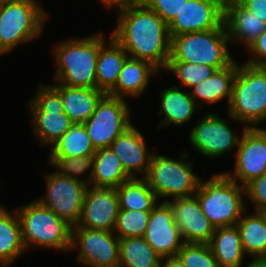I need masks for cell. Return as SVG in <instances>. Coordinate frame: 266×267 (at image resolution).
Listing matches in <instances>:
<instances>
[{"mask_svg": "<svg viewBox=\"0 0 266 267\" xmlns=\"http://www.w3.org/2000/svg\"><path fill=\"white\" fill-rule=\"evenodd\" d=\"M117 23L111 36L129 57L151 63L159 71L170 57L171 37L168 25L142 1L117 9Z\"/></svg>", "mask_w": 266, "mask_h": 267, "instance_id": "obj_1", "label": "cell"}, {"mask_svg": "<svg viewBox=\"0 0 266 267\" xmlns=\"http://www.w3.org/2000/svg\"><path fill=\"white\" fill-rule=\"evenodd\" d=\"M103 32L84 38L70 39L54 48L58 84L97 88L96 64L99 48L106 42Z\"/></svg>", "mask_w": 266, "mask_h": 267, "instance_id": "obj_2", "label": "cell"}, {"mask_svg": "<svg viewBox=\"0 0 266 267\" xmlns=\"http://www.w3.org/2000/svg\"><path fill=\"white\" fill-rule=\"evenodd\" d=\"M194 195L214 228L236 225L246 210L243 200L245 187L224 172L213 174L204 182L200 179Z\"/></svg>", "mask_w": 266, "mask_h": 267, "instance_id": "obj_3", "label": "cell"}, {"mask_svg": "<svg viewBox=\"0 0 266 267\" xmlns=\"http://www.w3.org/2000/svg\"><path fill=\"white\" fill-rule=\"evenodd\" d=\"M228 45L223 23L217 29L175 35L171 37L168 62L204 64L219 70L234 61Z\"/></svg>", "mask_w": 266, "mask_h": 267, "instance_id": "obj_4", "label": "cell"}, {"mask_svg": "<svg viewBox=\"0 0 266 267\" xmlns=\"http://www.w3.org/2000/svg\"><path fill=\"white\" fill-rule=\"evenodd\" d=\"M239 64L237 62L228 116L245 122L247 128H255L266 121V67Z\"/></svg>", "mask_w": 266, "mask_h": 267, "instance_id": "obj_5", "label": "cell"}, {"mask_svg": "<svg viewBox=\"0 0 266 267\" xmlns=\"http://www.w3.org/2000/svg\"><path fill=\"white\" fill-rule=\"evenodd\" d=\"M26 251L34 247L70 251L71 226L37 200L15 209ZM30 247V248H29Z\"/></svg>", "mask_w": 266, "mask_h": 267, "instance_id": "obj_6", "label": "cell"}, {"mask_svg": "<svg viewBox=\"0 0 266 267\" xmlns=\"http://www.w3.org/2000/svg\"><path fill=\"white\" fill-rule=\"evenodd\" d=\"M41 7L35 0L0 5V48L5 54L42 34L48 14Z\"/></svg>", "mask_w": 266, "mask_h": 267, "instance_id": "obj_7", "label": "cell"}, {"mask_svg": "<svg viewBox=\"0 0 266 267\" xmlns=\"http://www.w3.org/2000/svg\"><path fill=\"white\" fill-rule=\"evenodd\" d=\"M187 157L186 152L179 160L153 153L145 178L157 198H165L164 202H168L167 197L175 199L196 193L200 178L192 171L194 163L184 161Z\"/></svg>", "mask_w": 266, "mask_h": 267, "instance_id": "obj_8", "label": "cell"}, {"mask_svg": "<svg viewBox=\"0 0 266 267\" xmlns=\"http://www.w3.org/2000/svg\"><path fill=\"white\" fill-rule=\"evenodd\" d=\"M38 91L28 103L33 118V134L44 144L53 146L70 127L60 93L51 85L39 84Z\"/></svg>", "mask_w": 266, "mask_h": 267, "instance_id": "obj_9", "label": "cell"}, {"mask_svg": "<svg viewBox=\"0 0 266 267\" xmlns=\"http://www.w3.org/2000/svg\"><path fill=\"white\" fill-rule=\"evenodd\" d=\"M130 108L123 98L105 94L90 118L83 123L95 150L108 148L132 125Z\"/></svg>", "mask_w": 266, "mask_h": 267, "instance_id": "obj_10", "label": "cell"}, {"mask_svg": "<svg viewBox=\"0 0 266 267\" xmlns=\"http://www.w3.org/2000/svg\"><path fill=\"white\" fill-rule=\"evenodd\" d=\"M46 197L36 199L68 225L74 227L81 218L88 184L63 176L59 172L46 173Z\"/></svg>", "mask_w": 266, "mask_h": 267, "instance_id": "obj_11", "label": "cell"}, {"mask_svg": "<svg viewBox=\"0 0 266 267\" xmlns=\"http://www.w3.org/2000/svg\"><path fill=\"white\" fill-rule=\"evenodd\" d=\"M79 248L77 261L91 267H119V238L114 232L71 228L70 251Z\"/></svg>", "mask_w": 266, "mask_h": 267, "instance_id": "obj_12", "label": "cell"}, {"mask_svg": "<svg viewBox=\"0 0 266 267\" xmlns=\"http://www.w3.org/2000/svg\"><path fill=\"white\" fill-rule=\"evenodd\" d=\"M228 124L227 119L209 112L197 120L196 126L189 134V141L201 155L210 158L221 157L238 146L241 139Z\"/></svg>", "mask_w": 266, "mask_h": 267, "instance_id": "obj_13", "label": "cell"}, {"mask_svg": "<svg viewBox=\"0 0 266 267\" xmlns=\"http://www.w3.org/2000/svg\"><path fill=\"white\" fill-rule=\"evenodd\" d=\"M237 146L234 172H224L237 183L245 186L254 178L266 173V133L259 127H244ZM239 180V181H237Z\"/></svg>", "mask_w": 266, "mask_h": 267, "instance_id": "obj_14", "label": "cell"}, {"mask_svg": "<svg viewBox=\"0 0 266 267\" xmlns=\"http://www.w3.org/2000/svg\"><path fill=\"white\" fill-rule=\"evenodd\" d=\"M116 188L88 186L81 218L74 227L113 232L119 212Z\"/></svg>", "mask_w": 266, "mask_h": 267, "instance_id": "obj_15", "label": "cell"}, {"mask_svg": "<svg viewBox=\"0 0 266 267\" xmlns=\"http://www.w3.org/2000/svg\"><path fill=\"white\" fill-rule=\"evenodd\" d=\"M144 239L161 258L176 256L181 249L184 242L168 202L162 201L150 211Z\"/></svg>", "mask_w": 266, "mask_h": 267, "instance_id": "obj_16", "label": "cell"}, {"mask_svg": "<svg viewBox=\"0 0 266 267\" xmlns=\"http://www.w3.org/2000/svg\"><path fill=\"white\" fill-rule=\"evenodd\" d=\"M168 203L172 207L183 242L208 244L215 228L202 212L197 197L192 195L175 198Z\"/></svg>", "mask_w": 266, "mask_h": 267, "instance_id": "obj_17", "label": "cell"}, {"mask_svg": "<svg viewBox=\"0 0 266 267\" xmlns=\"http://www.w3.org/2000/svg\"><path fill=\"white\" fill-rule=\"evenodd\" d=\"M223 23V12L213 3L188 0L168 25L170 37L183 33L217 29Z\"/></svg>", "mask_w": 266, "mask_h": 267, "instance_id": "obj_18", "label": "cell"}, {"mask_svg": "<svg viewBox=\"0 0 266 267\" xmlns=\"http://www.w3.org/2000/svg\"><path fill=\"white\" fill-rule=\"evenodd\" d=\"M131 177H146L153 153L146 148L144 136L133 125L129 126L110 145Z\"/></svg>", "mask_w": 266, "mask_h": 267, "instance_id": "obj_19", "label": "cell"}, {"mask_svg": "<svg viewBox=\"0 0 266 267\" xmlns=\"http://www.w3.org/2000/svg\"><path fill=\"white\" fill-rule=\"evenodd\" d=\"M223 24L230 44L244 43L246 49L266 30V23L237 0H230L225 7Z\"/></svg>", "mask_w": 266, "mask_h": 267, "instance_id": "obj_20", "label": "cell"}, {"mask_svg": "<svg viewBox=\"0 0 266 267\" xmlns=\"http://www.w3.org/2000/svg\"><path fill=\"white\" fill-rule=\"evenodd\" d=\"M159 73V70L151 63L128 57L118 76L115 87L108 95L118 98L136 97L144 93L152 75Z\"/></svg>", "mask_w": 266, "mask_h": 267, "instance_id": "obj_21", "label": "cell"}, {"mask_svg": "<svg viewBox=\"0 0 266 267\" xmlns=\"http://www.w3.org/2000/svg\"><path fill=\"white\" fill-rule=\"evenodd\" d=\"M52 86L60 93L64 112L71 122H86L105 95L97 88L72 87L58 83Z\"/></svg>", "mask_w": 266, "mask_h": 267, "instance_id": "obj_22", "label": "cell"}, {"mask_svg": "<svg viewBox=\"0 0 266 267\" xmlns=\"http://www.w3.org/2000/svg\"><path fill=\"white\" fill-rule=\"evenodd\" d=\"M237 73V62L233 61L229 66L216 70L211 77L191 87L190 96L199 107L202 103H216L227 98L228 105L232 97V87ZM198 100H201L200 104Z\"/></svg>", "mask_w": 266, "mask_h": 267, "instance_id": "obj_23", "label": "cell"}, {"mask_svg": "<svg viewBox=\"0 0 266 267\" xmlns=\"http://www.w3.org/2000/svg\"><path fill=\"white\" fill-rule=\"evenodd\" d=\"M99 48L96 79L97 89L108 94L116 85L120 71L129 57L124 48L112 37Z\"/></svg>", "mask_w": 266, "mask_h": 267, "instance_id": "obj_24", "label": "cell"}, {"mask_svg": "<svg viewBox=\"0 0 266 267\" xmlns=\"http://www.w3.org/2000/svg\"><path fill=\"white\" fill-rule=\"evenodd\" d=\"M208 245L218 267H240L244 263L246 254L236 225L215 228Z\"/></svg>", "mask_w": 266, "mask_h": 267, "instance_id": "obj_25", "label": "cell"}, {"mask_svg": "<svg viewBox=\"0 0 266 267\" xmlns=\"http://www.w3.org/2000/svg\"><path fill=\"white\" fill-rule=\"evenodd\" d=\"M161 103L159 114L164 115L161 119L160 126H168L174 124L175 126H182L187 123L196 112L198 107L194 99L190 96L189 90L182 91L178 86H172L164 89L161 94Z\"/></svg>", "mask_w": 266, "mask_h": 267, "instance_id": "obj_26", "label": "cell"}, {"mask_svg": "<svg viewBox=\"0 0 266 267\" xmlns=\"http://www.w3.org/2000/svg\"><path fill=\"white\" fill-rule=\"evenodd\" d=\"M246 211L236 224L244 253L253 256L254 260H266V215L253 211L252 214L244 216Z\"/></svg>", "mask_w": 266, "mask_h": 267, "instance_id": "obj_27", "label": "cell"}, {"mask_svg": "<svg viewBox=\"0 0 266 267\" xmlns=\"http://www.w3.org/2000/svg\"><path fill=\"white\" fill-rule=\"evenodd\" d=\"M26 251L21 241V225L16 213L0 205V265L7 267Z\"/></svg>", "mask_w": 266, "mask_h": 267, "instance_id": "obj_28", "label": "cell"}, {"mask_svg": "<svg viewBox=\"0 0 266 267\" xmlns=\"http://www.w3.org/2000/svg\"><path fill=\"white\" fill-rule=\"evenodd\" d=\"M90 186L117 188L131 178L124 170L121 160L110 148L96 150Z\"/></svg>", "mask_w": 266, "mask_h": 267, "instance_id": "obj_29", "label": "cell"}, {"mask_svg": "<svg viewBox=\"0 0 266 267\" xmlns=\"http://www.w3.org/2000/svg\"><path fill=\"white\" fill-rule=\"evenodd\" d=\"M116 191L119 208L123 210L152 211L158 204L159 199L145 177L129 178L120 184Z\"/></svg>", "mask_w": 266, "mask_h": 267, "instance_id": "obj_30", "label": "cell"}, {"mask_svg": "<svg viewBox=\"0 0 266 267\" xmlns=\"http://www.w3.org/2000/svg\"><path fill=\"white\" fill-rule=\"evenodd\" d=\"M160 261L144 237L119 238V267H159Z\"/></svg>", "mask_w": 266, "mask_h": 267, "instance_id": "obj_31", "label": "cell"}, {"mask_svg": "<svg viewBox=\"0 0 266 267\" xmlns=\"http://www.w3.org/2000/svg\"><path fill=\"white\" fill-rule=\"evenodd\" d=\"M93 147L82 122H71L69 130L52 146L49 156H93Z\"/></svg>", "mask_w": 266, "mask_h": 267, "instance_id": "obj_32", "label": "cell"}, {"mask_svg": "<svg viewBox=\"0 0 266 267\" xmlns=\"http://www.w3.org/2000/svg\"><path fill=\"white\" fill-rule=\"evenodd\" d=\"M150 211L119 209L114 233L118 238L144 237Z\"/></svg>", "mask_w": 266, "mask_h": 267, "instance_id": "obj_33", "label": "cell"}, {"mask_svg": "<svg viewBox=\"0 0 266 267\" xmlns=\"http://www.w3.org/2000/svg\"><path fill=\"white\" fill-rule=\"evenodd\" d=\"M49 164L56 167L57 172H59L61 175L68 176L74 180L84 182L90 185L91 176L93 174V165H94L93 156H83V157L49 156ZM87 170L89 171L88 178L81 179L83 174H85Z\"/></svg>", "mask_w": 266, "mask_h": 267, "instance_id": "obj_34", "label": "cell"}, {"mask_svg": "<svg viewBox=\"0 0 266 267\" xmlns=\"http://www.w3.org/2000/svg\"><path fill=\"white\" fill-rule=\"evenodd\" d=\"M165 70L180 79L183 86L191 88L211 77L217 69L204 64L168 62Z\"/></svg>", "mask_w": 266, "mask_h": 267, "instance_id": "obj_35", "label": "cell"}, {"mask_svg": "<svg viewBox=\"0 0 266 267\" xmlns=\"http://www.w3.org/2000/svg\"><path fill=\"white\" fill-rule=\"evenodd\" d=\"M185 267H218L217 261L205 243H186L176 255Z\"/></svg>", "mask_w": 266, "mask_h": 267, "instance_id": "obj_36", "label": "cell"}, {"mask_svg": "<svg viewBox=\"0 0 266 267\" xmlns=\"http://www.w3.org/2000/svg\"><path fill=\"white\" fill-rule=\"evenodd\" d=\"M169 25L188 0H140Z\"/></svg>", "mask_w": 266, "mask_h": 267, "instance_id": "obj_37", "label": "cell"}, {"mask_svg": "<svg viewBox=\"0 0 266 267\" xmlns=\"http://www.w3.org/2000/svg\"><path fill=\"white\" fill-rule=\"evenodd\" d=\"M244 187L246 198L256 205L254 211L264 212L266 210V173L254 178Z\"/></svg>", "mask_w": 266, "mask_h": 267, "instance_id": "obj_38", "label": "cell"}, {"mask_svg": "<svg viewBox=\"0 0 266 267\" xmlns=\"http://www.w3.org/2000/svg\"><path fill=\"white\" fill-rule=\"evenodd\" d=\"M251 54L246 64L266 67V30L247 48Z\"/></svg>", "mask_w": 266, "mask_h": 267, "instance_id": "obj_39", "label": "cell"}, {"mask_svg": "<svg viewBox=\"0 0 266 267\" xmlns=\"http://www.w3.org/2000/svg\"><path fill=\"white\" fill-rule=\"evenodd\" d=\"M245 9L266 23V0H237Z\"/></svg>", "mask_w": 266, "mask_h": 267, "instance_id": "obj_40", "label": "cell"}, {"mask_svg": "<svg viewBox=\"0 0 266 267\" xmlns=\"http://www.w3.org/2000/svg\"><path fill=\"white\" fill-rule=\"evenodd\" d=\"M159 267H185L177 256L161 258Z\"/></svg>", "mask_w": 266, "mask_h": 267, "instance_id": "obj_41", "label": "cell"}, {"mask_svg": "<svg viewBox=\"0 0 266 267\" xmlns=\"http://www.w3.org/2000/svg\"><path fill=\"white\" fill-rule=\"evenodd\" d=\"M105 4L108 8L117 6V8L127 5L128 3L136 2L139 0H99Z\"/></svg>", "mask_w": 266, "mask_h": 267, "instance_id": "obj_42", "label": "cell"}, {"mask_svg": "<svg viewBox=\"0 0 266 267\" xmlns=\"http://www.w3.org/2000/svg\"><path fill=\"white\" fill-rule=\"evenodd\" d=\"M215 4L222 12H224L225 7L229 4L230 0H204Z\"/></svg>", "mask_w": 266, "mask_h": 267, "instance_id": "obj_43", "label": "cell"}, {"mask_svg": "<svg viewBox=\"0 0 266 267\" xmlns=\"http://www.w3.org/2000/svg\"><path fill=\"white\" fill-rule=\"evenodd\" d=\"M246 267H266V260H251Z\"/></svg>", "mask_w": 266, "mask_h": 267, "instance_id": "obj_44", "label": "cell"}, {"mask_svg": "<svg viewBox=\"0 0 266 267\" xmlns=\"http://www.w3.org/2000/svg\"><path fill=\"white\" fill-rule=\"evenodd\" d=\"M14 1H18V0H0V5L4 3L14 2Z\"/></svg>", "mask_w": 266, "mask_h": 267, "instance_id": "obj_45", "label": "cell"}, {"mask_svg": "<svg viewBox=\"0 0 266 267\" xmlns=\"http://www.w3.org/2000/svg\"><path fill=\"white\" fill-rule=\"evenodd\" d=\"M264 133H266V129H263V128H261V127H259Z\"/></svg>", "mask_w": 266, "mask_h": 267, "instance_id": "obj_46", "label": "cell"}, {"mask_svg": "<svg viewBox=\"0 0 266 267\" xmlns=\"http://www.w3.org/2000/svg\"><path fill=\"white\" fill-rule=\"evenodd\" d=\"M1 54H4V52H3V51L1 50V48H0V55H1Z\"/></svg>", "mask_w": 266, "mask_h": 267, "instance_id": "obj_47", "label": "cell"}]
</instances>
